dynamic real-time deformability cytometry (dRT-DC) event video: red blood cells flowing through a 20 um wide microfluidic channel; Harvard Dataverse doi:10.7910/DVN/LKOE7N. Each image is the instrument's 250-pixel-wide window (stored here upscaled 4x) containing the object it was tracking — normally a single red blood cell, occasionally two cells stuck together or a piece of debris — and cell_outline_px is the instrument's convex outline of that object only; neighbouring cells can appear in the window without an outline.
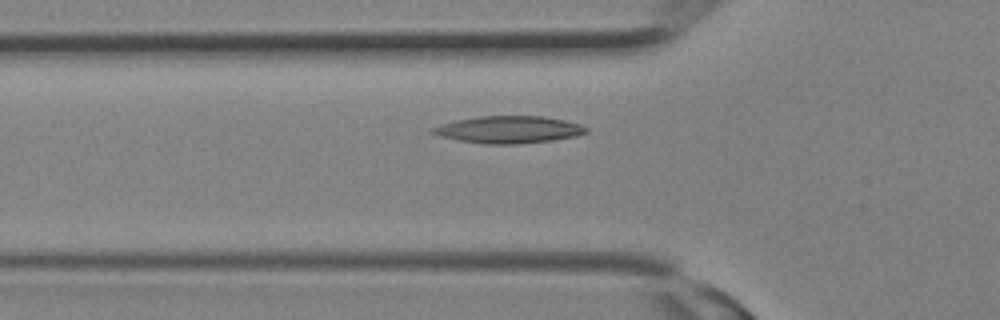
{"species": "Egyptian fruit bat (a non-hibernating species)", "species_latin": "Rousettus aegyptiacus", "temperature_condition": "room temperature", "stored_images_in_passage": 10, "camera_frame_rate_fps": 3000, "um_per_image_px": 0.085, "animal": {"sex": "female"}, "frame": {"image": 1, "passage_image": 6, "time_ms": 1.667, "image_size_px": [1000, 320], "cell_outline_px": [[588, 132], [576, 136], [552, 140], [516, 144], [488, 144], [460, 140], [444, 136], [432, 132], [432, 128], [440, 124], [456, 120], [480, 116], [544, 116], [564, 120], [580, 124], [588, 128]], "centroid_in_image_um": [43.3, 11.01], "position_along_channel_um": 82.5, "area_um2": 23.99}}
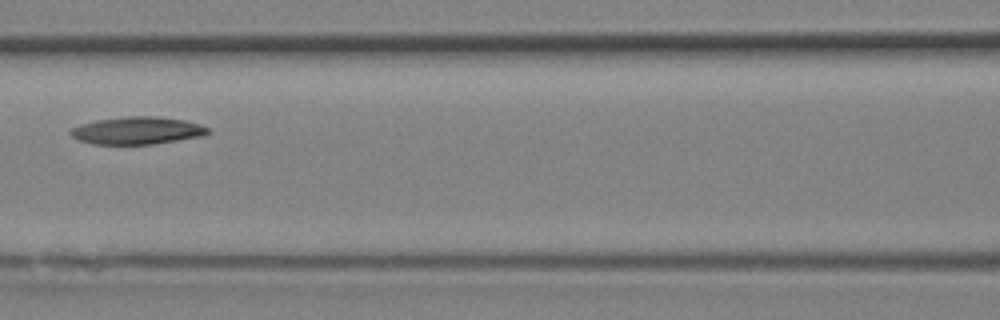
{"frame": {"image": 2, "passage_image": 9, "time_ms": 2.667, "image_size_px": [1000, 320], "cell_outline_px": [[212, 132], [204, 136], [152, 144], [92, 144], [80, 140], [72, 136], [68, 132], [72, 128], [80, 124], [96, 120], [128, 116], [156, 116], [184, 120], [200, 124], [208, 128]], "centroid_in_image_um": [11.68, 11.09], "position_along_channel_um": 154.9, "area_um2": 22.02}}